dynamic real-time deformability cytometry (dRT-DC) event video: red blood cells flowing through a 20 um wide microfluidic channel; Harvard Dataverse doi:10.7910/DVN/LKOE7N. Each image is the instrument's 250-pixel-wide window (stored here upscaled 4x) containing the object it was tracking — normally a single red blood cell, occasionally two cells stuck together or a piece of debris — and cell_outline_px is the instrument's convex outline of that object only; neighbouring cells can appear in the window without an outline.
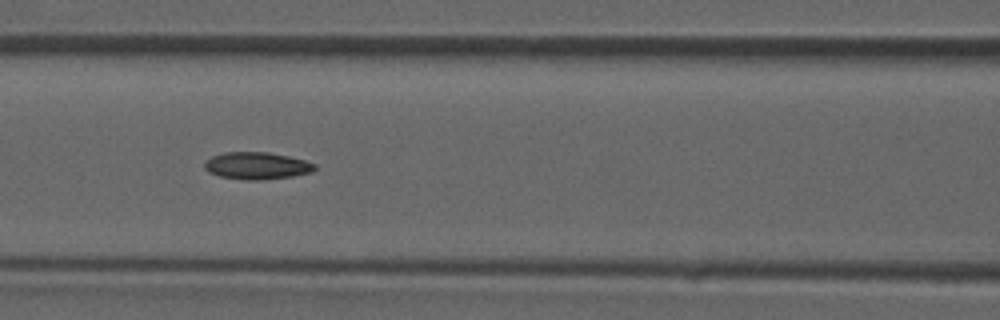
{"species": "common noctule bat (a hibernating species)", "species_latin": "Nyctalus noctula", "temperature_condition": "room temperature", "stored_images_in_passage": 46, "camera_frame_rate_fps": 3000, "um_per_image_px": 0.085, "animal": {"sex": "male", "forearm_length_mm": 52.5}, "frame": {"image": 1, "passage_image": 20, "time_ms": 6.333, "image_size_px": [1000, 320], "cell_outline_px": [[316, 168], [312, 172], [292, 176], [260, 180], [248, 180], [220, 176], [208, 172], [204, 168], [204, 164], [212, 156], [224, 152], [268, 152], [288, 156], [304, 160], [316, 164]], "centroid_in_image_um": [21.84, 14.08], "position_along_channel_um": 144.8, "area_um2": 17.34}}